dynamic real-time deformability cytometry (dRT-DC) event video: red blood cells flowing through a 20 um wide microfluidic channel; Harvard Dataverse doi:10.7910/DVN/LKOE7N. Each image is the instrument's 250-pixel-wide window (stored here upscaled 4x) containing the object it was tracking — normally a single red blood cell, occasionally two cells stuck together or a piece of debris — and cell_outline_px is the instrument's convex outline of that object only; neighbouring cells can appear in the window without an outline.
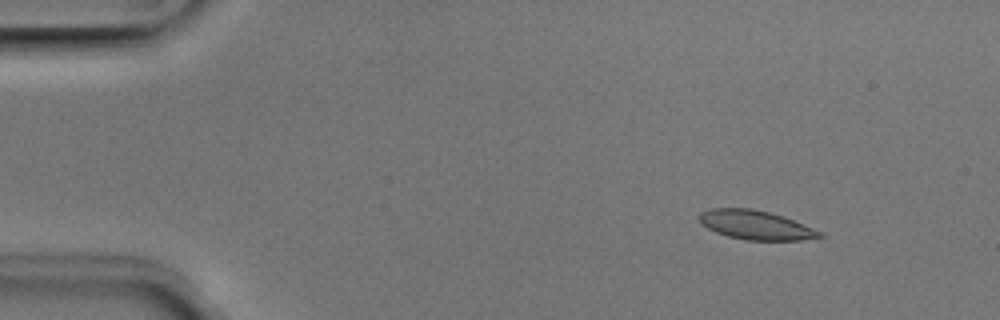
{"species": "Egyptian fruit bat (a non-hibernating species)", "species_latin": "Rousettus aegyptiacus", "temperature_condition": "room temperature", "stored_images_in_passage": 51, "camera_frame_rate_fps": 3000, "um_per_image_px": 0.085, "animal": {"sex": "male"}, "frame": {"image": 1, "passage_image": 6, "time_ms": 1.667, "image_size_px": [1000, 320], "cell_outline_px": [[824, 236], [800, 240], [744, 240], [728, 236], [716, 232], [700, 224], [700, 212], [712, 208], [752, 208], [768, 212], [792, 220], [812, 228], [820, 232]], "centroid_in_image_um": [64.17, 19.12], "position_along_channel_um": 20.8, "area_um2": 20.06}}
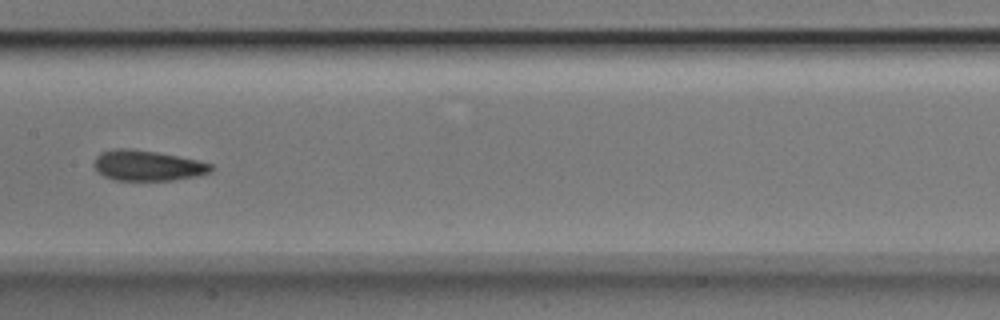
{"frame": {"image": 2, "passage_image": 26, "time_ms": 8.333, "image_size_px": [1000, 320], "cell_outline_px": [[212, 172], [200, 176], [172, 180], [116, 180], [104, 176], [96, 172], [92, 164], [96, 156], [100, 152], [116, 148], [132, 148], [156, 152], [196, 160], [212, 164]], "centroid_in_image_um": [12.5, 14.07], "position_along_channel_um": 194.9, "area_um2": 20.92}}
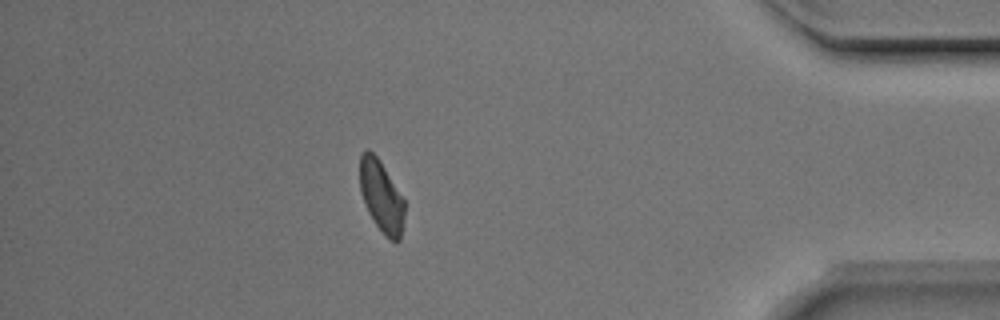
{"frame": {"image": 3, "passage_image": 45, "time_ms": 14.667, "image_size_px": [1000, 320], "cell_outline_px": [[404, 216], [400, 240], [396, 244], [388, 240], [384, 236], [368, 212], [364, 204], [360, 188], [360, 156], [364, 148], [368, 148], [380, 160], [404, 200]], "centroid_in_image_um": [32.41, 16.71], "position_along_channel_um": 402.8, "area_um2": 18.79}, "authors_computed_cell_mechanics": {"area_um2": 20.519, "velocity_mm_per_s": 3.9433, "shape_relaxation_time_tau1_ms": 5.291, "shape_relaxation_time_tau2_ms": 2.5674, "deformation_change_tau1": 0.1226, "deformation_change_tau2": 0.0859}}